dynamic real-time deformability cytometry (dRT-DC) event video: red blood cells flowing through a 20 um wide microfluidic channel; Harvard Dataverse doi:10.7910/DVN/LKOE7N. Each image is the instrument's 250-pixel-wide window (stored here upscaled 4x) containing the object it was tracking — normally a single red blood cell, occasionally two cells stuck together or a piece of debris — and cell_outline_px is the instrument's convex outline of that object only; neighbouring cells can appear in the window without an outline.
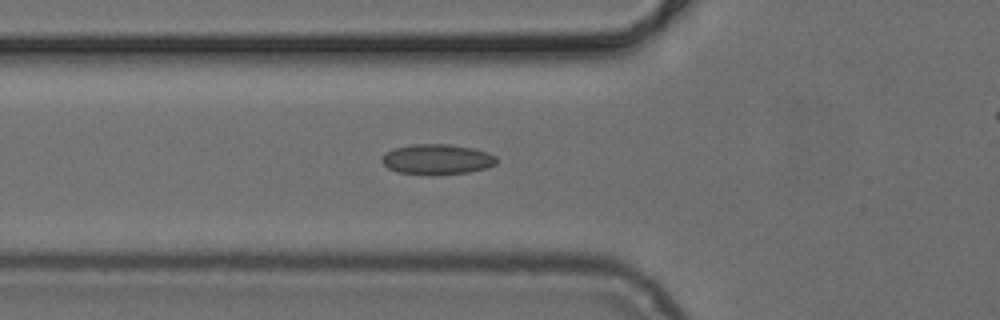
{"species": "common noctule bat (a hibernating species)", "species_latin": "Nyctalus noctula", "temperature_condition": "cold", "stored_images_in_passage": 30, "camera_frame_rate_fps": 3000, "um_per_image_px": 0.085, "animal": {"sex": "female", "body_mass_g": 24.6, "forearm_length_mm": 56.2}, "frame": {"image": 1, "passage_image": 2, "time_ms": 0.333, "image_size_px": [1000, 320], "cell_outline_px": [[496, 164], [488, 168], [468, 172], [432, 176], [396, 172], [388, 168], [380, 160], [392, 148], [412, 144], [448, 144], [472, 148], [488, 152], [496, 156]], "centroid_in_image_um": [37.15, 13.56], "position_along_channel_um": 88.7, "area_um2": 20.52}}
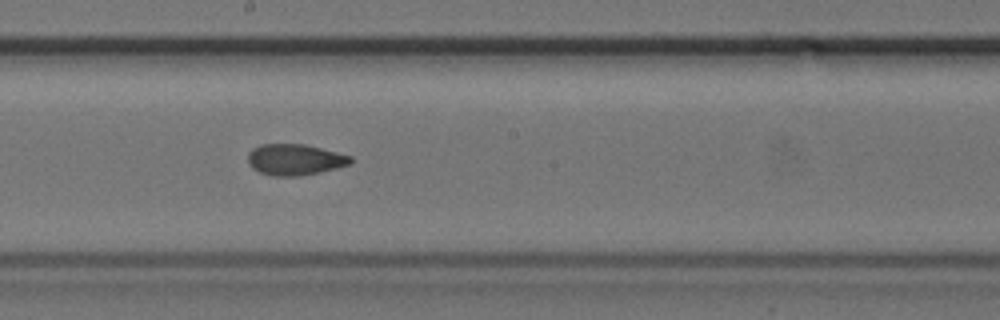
{"frame": {"image": 2, "passage_image": 12, "time_ms": 3.667, "image_size_px": [1000, 320], "cell_outline_px": [[352, 164], [320, 172], [300, 176], [272, 176], [260, 172], [252, 168], [248, 164], [248, 152], [252, 148], [260, 144], [304, 144], [352, 156]], "centroid_in_image_um": [25.05, 13.57], "position_along_channel_um": 223.2, "area_um2": 18.73}}
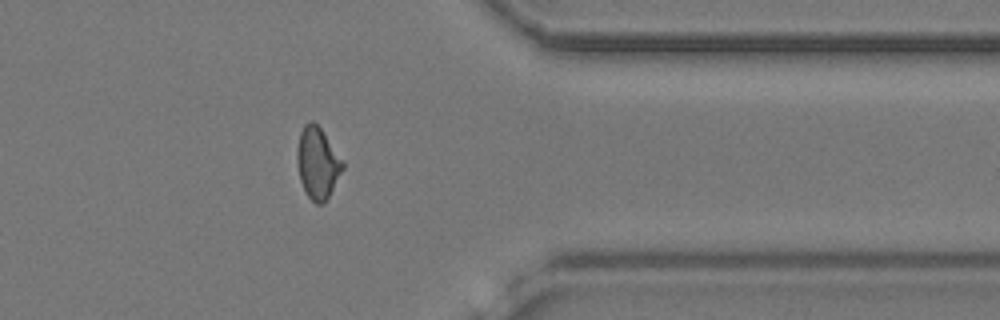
{"frame": {"image": 3, "passage_image": 25, "time_ms": 8.0, "image_size_px": [1000, 320], "cell_outline_px": [[344, 168], [324, 204], [316, 204], [308, 196], [300, 180], [296, 160], [296, 148], [300, 132], [304, 124], [308, 120], [312, 120], [320, 128], [344, 160]], "centroid_in_image_um": [26.99, 13.83], "position_along_channel_um": 384.4, "area_um2": 19.13}}